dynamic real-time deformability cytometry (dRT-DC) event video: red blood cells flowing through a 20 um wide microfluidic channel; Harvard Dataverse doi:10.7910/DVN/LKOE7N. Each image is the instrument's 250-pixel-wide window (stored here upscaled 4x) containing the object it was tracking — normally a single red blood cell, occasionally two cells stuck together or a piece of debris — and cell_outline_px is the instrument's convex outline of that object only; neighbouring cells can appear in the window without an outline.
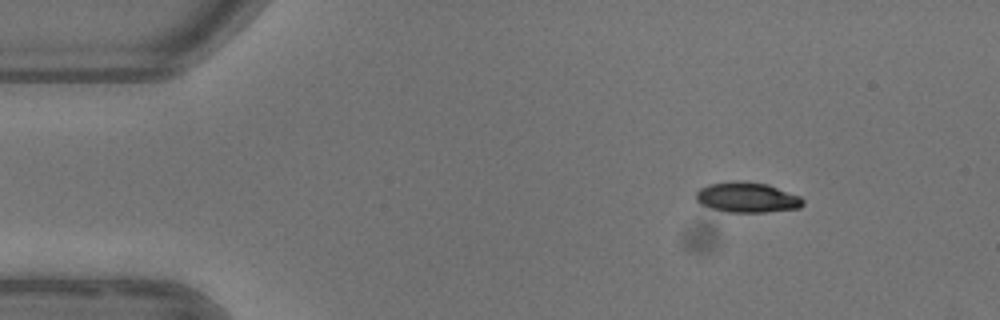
{"species": "common noctule bat (a hibernating species)", "species_latin": "Nyctalus noctula", "temperature_condition": "warm", "stored_images_in_passage": 5, "camera_frame_rate_fps": 3000, "um_per_image_px": 0.085, "animal": {"sex": "female"}, "frame": {"image": 1, "passage_image": 5, "time_ms": 5.0, "image_size_px": [1000, 320], "cell_outline_px": [[804, 204], [800, 208], [764, 212], [728, 212], [712, 208], [700, 204], [696, 200], [696, 192], [700, 188], [708, 184], [732, 180], [744, 180], [768, 184], [800, 196], [804, 200]], "centroid_in_image_um": [63.5, 16.76], "position_along_channel_um": 21.5, "area_um2": 19.07}}